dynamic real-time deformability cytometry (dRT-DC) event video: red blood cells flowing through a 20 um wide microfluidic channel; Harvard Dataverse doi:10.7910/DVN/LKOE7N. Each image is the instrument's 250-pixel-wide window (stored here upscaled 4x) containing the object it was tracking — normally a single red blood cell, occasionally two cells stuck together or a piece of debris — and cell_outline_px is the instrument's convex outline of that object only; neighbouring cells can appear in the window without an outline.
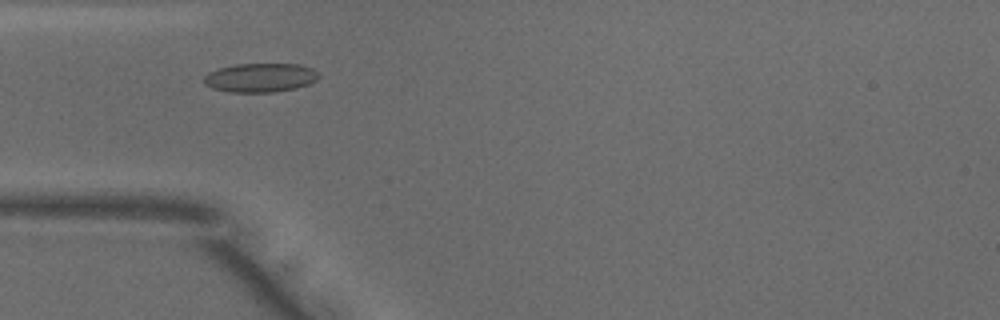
{"species": "common noctule bat (a hibernating species)", "species_latin": "Nyctalus noctula", "temperature_condition": "warm", "stored_images_in_passage": 28, "camera_frame_rate_fps": 3000, "um_per_image_px": 0.085, "animal": {"sex": "male", "body_mass_g": 18.8}, "frame": {"image": 1, "passage_image": 3, "time_ms": 0.667, "image_size_px": [1000, 320], "cell_outline_px": [[320, 76], [316, 80], [308, 84], [296, 88], [272, 92], [228, 92], [212, 88], [204, 84], [204, 76], [208, 72], [220, 68], [236, 64], [300, 64], [312, 68], [320, 72]], "centroid_in_image_um": [22.14, 6.6], "position_along_channel_um": 62.9, "area_um2": 19.48}}
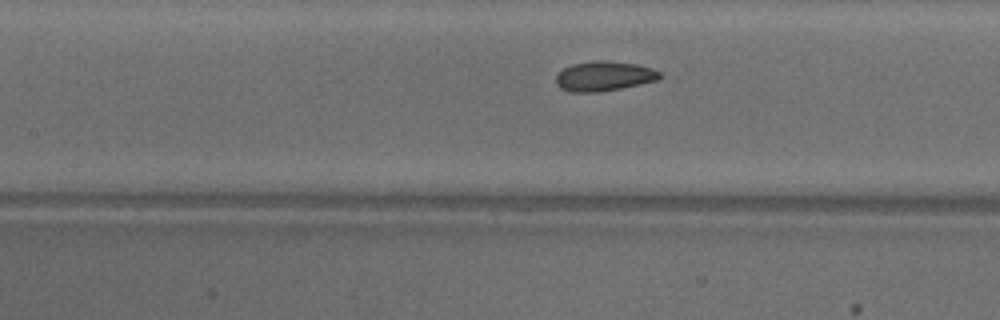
{"frame": {"image": 2, "passage_image": 10, "time_ms": 3.0, "image_size_px": [1000, 320], "cell_outline_px": [[664, 76], [656, 80], [640, 84], [600, 92], [572, 92], [560, 88], [556, 84], [556, 76], [564, 68], [572, 64], [592, 60], [608, 60], [640, 64], [652, 68], [660, 72]], "centroid_in_image_um": [51.36, 6.45], "position_along_channel_um": 156.0, "area_um2": 18.21}}
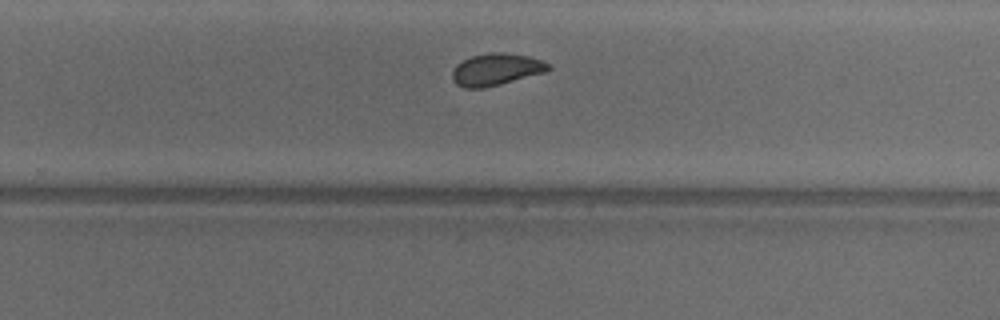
{"frame": {"image": 3, "passage_image": 20, "time_ms": 6.333, "image_size_px": [1000, 320], "cell_outline_px": [[552, 68], [544, 72], [500, 84], [484, 88], [464, 88], [456, 84], [452, 80], [452, 72], [456, 64], [472, 56], [492, 52], [504, 52], [528, 56], [540, 60], [548, 64]], "centroid_in_image_um": [42.13, 5.9], "position_along_channel_um": 287.7, "area_um2": 17.74}, "authors_computed_cell_mechanics": {"area_um2": 17.7735, "velocity_mm_per_s": 3.9583, "shape_relaxation_time_tau1_ms": 2.7834, "shape_relaxation_time_tau2_ms": 0.9959, "deformation_change_tau1": 0.1128, "deformation_change_tau2": 0.0665}}